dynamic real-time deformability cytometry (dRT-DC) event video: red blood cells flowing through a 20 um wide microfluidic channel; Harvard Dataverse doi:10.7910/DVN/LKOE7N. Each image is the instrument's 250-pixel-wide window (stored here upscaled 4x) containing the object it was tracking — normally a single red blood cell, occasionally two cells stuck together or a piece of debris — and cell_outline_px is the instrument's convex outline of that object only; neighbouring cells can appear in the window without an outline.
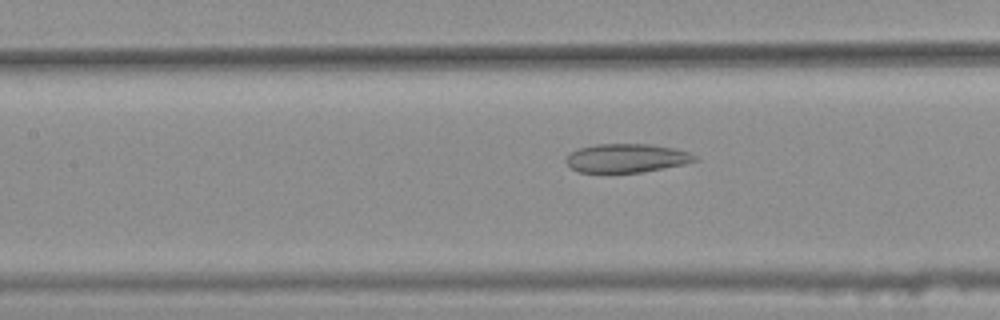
{"species": "common noctule bat (a hibernating species)", "species_latin": "Nyctalus noctula", "temperature_condition": "warm", "stored_images_in_passage": 34, "camera_frame_rate_fps": 3000, "um_per_image_px": 0.085, "animal": {"sex": "female", "body_mass_g": 25.1}, "frame": {"image": 1, "passage_image": 10, "time_ms": 3.0, "image_size_px": [1000, 320], "cell_outline_px": [[700, 160], [684, 164], [640, 172], [580, 172], [572, 168], [564, 160], [572, 152], [580, 148], [596, 144], [648, 144], [676, 148], [688, 152], [696, 156]], "centroid_in_image_um": [53.29, 13.43], "position_along_channel_um": 154.1, "area_um2": 21.33}}
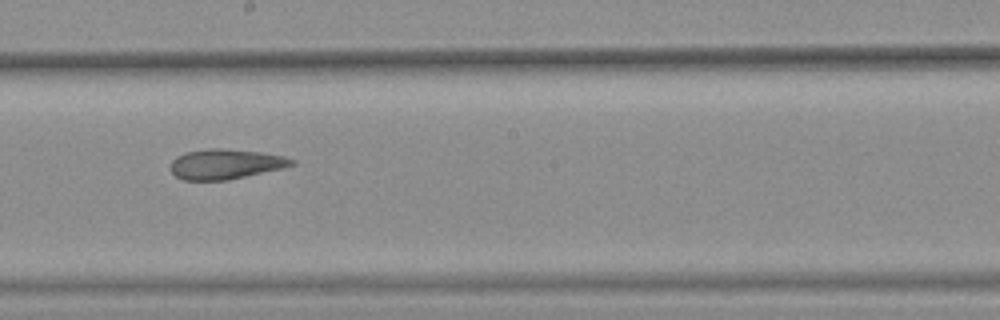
{"frame": {"image": 2, "passage_image": 16, "time_ms": 5.0, "image_size_px": [1000, 320], "cell_outline_px": [[296, 164], [280, 168], [228, 180], [184, 180], [176, 176], [172, 172], [172, 160], [176, 156], [184, 152], [208, 148], [220, 148], [260, 152], [284, 156], [296, 160]], "centroid_in_image_um": [19.15, 13.93], "position_along_channel_um": 229.0, "area_um2": 21.04}}
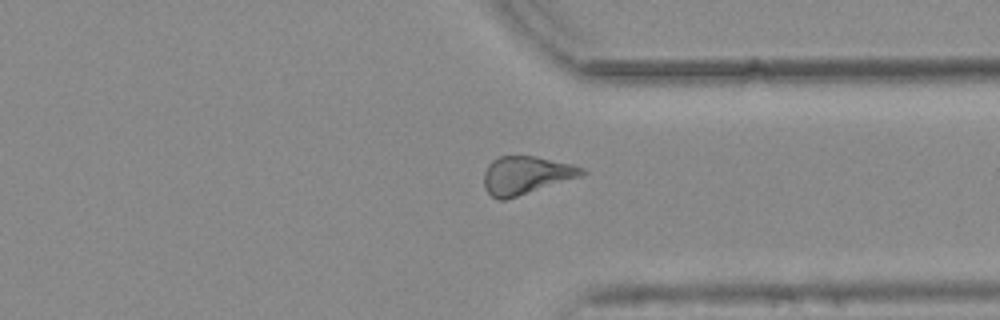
{"frame": {"image": 3, "passage_image": 27, "time_ms": 8.667, "image_size_px": [1000, 320], "cell_outline_px": [[588, 172], [584, 176], [504, 200], [496, 200], [484, 188], [484, 172], [488, 164], [492, 160], [500, 156], [536, 156], [572, 164], [584, 168]], "centroid_in_image_um": [44.74, 14.89], "position_along_channel_um": 366.7, "area_um2": 21.91}, "authors_computed_cell_mechanics": {"area_um2": 21.6172, "velocity_mm_per_s": 3.7502, "shape_relaxation_time_tau1_ms": null, "shape_relaxation_time_tau2_ms": 4.1403, "deformation_change_tau1": null, "deformation_change_tau2": 0.1377}}